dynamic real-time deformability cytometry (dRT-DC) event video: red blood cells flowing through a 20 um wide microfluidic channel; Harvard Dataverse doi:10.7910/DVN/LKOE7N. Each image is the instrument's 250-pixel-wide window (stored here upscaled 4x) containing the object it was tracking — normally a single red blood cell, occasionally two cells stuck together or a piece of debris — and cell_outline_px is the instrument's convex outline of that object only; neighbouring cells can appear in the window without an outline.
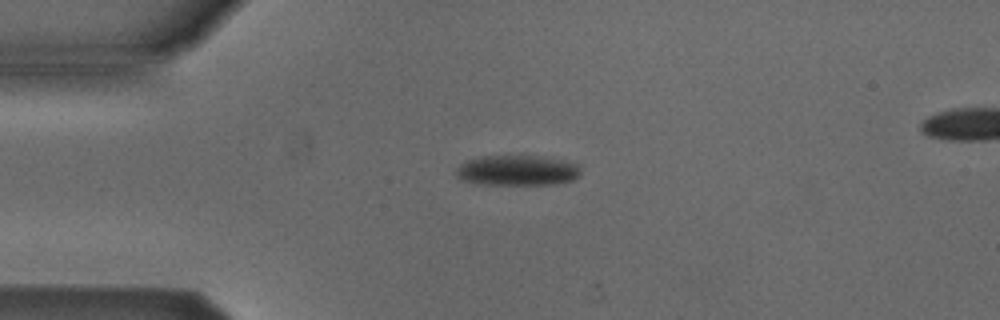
{"species": "Egyptian fruit bat (a non-hibernating species)", "species_latin": "Rousettus aegyptiacus", "temperature_condition": "cold", "stored_images_in_passage": 42, "segment_of_instrument_passage": [1, 2], "camera_frame_rate_fps": 3000, "um_per_image_px": 0.085, "animal": {"sex": "male"}, "frame": {"image": 1, "passage_image": 1, "time_ms": 0.0, "image_size_px": [1000, 320], "cell_outline_px": [[580, 176], [572, 180], [556, 184], [480, 184], [460, 180], [456, 176], [456, 168], [460, 164], [468, 160], [480, 156], [536, 156], [560, 160], [580, 164]], "centroid_in_image_um": [43.95, 14.49], "position_along_channel_um": 41.0, "area_um2": 22.02}}
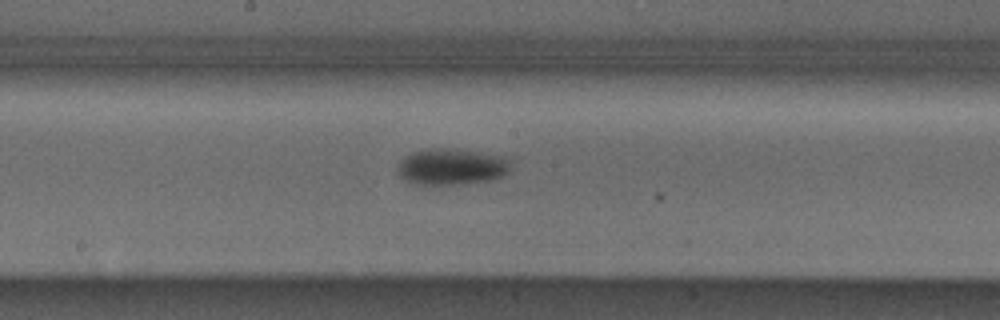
{"frame": {"image": 2, "passage_image": 16, "time_ms": 5.0, "image_size_px": [1000, 320], "cell_outline_px": [[512, 168], [504, 176], [492, 180], [464, 184], [416, 184], [404, 180], [396, 172], [396, 168], [400, 160], [424, 148], [448, 148], [480, 152], [504, 156], [508, 160]], "centroid_in_image_um": [38.4, 14.18], "position_along_channel_um": 209.8, "area_um2": 24.16}}
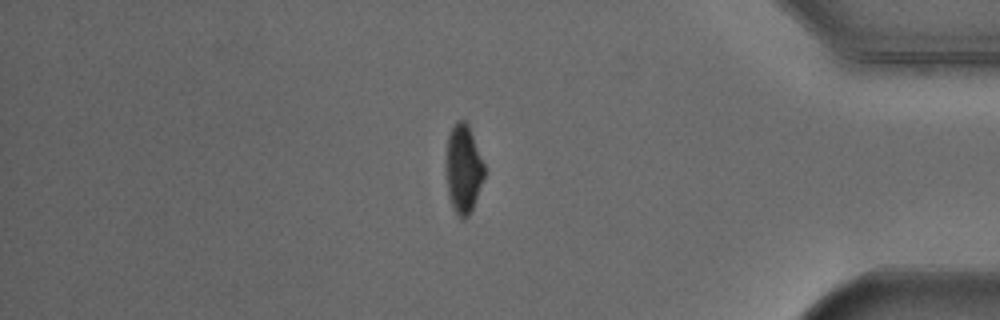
{"frame": {"image": 3, "passage_image": 33, "time_ms": 10.667, "image_size_px": [1000, 320], "cell_outline_px": [[484, 176], [472, 208], [468, 216], [464, 220], [460, 220], [452, 208], [448, 192], [448, 136], [456, 120], [464, 120], [468, 124], [484, 164]], "centroid_in_image_um": [39.4, 14.38], "position_along_channel_um": 395.8, "area_um2": 19.07}}